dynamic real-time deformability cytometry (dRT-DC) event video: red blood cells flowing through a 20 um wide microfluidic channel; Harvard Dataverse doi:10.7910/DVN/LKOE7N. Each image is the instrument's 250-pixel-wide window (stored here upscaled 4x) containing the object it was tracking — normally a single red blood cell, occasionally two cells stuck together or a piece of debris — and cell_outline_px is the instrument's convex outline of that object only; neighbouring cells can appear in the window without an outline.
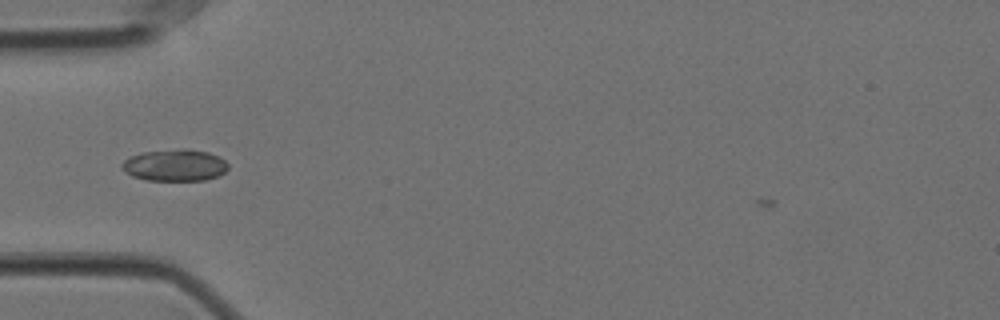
{"species": "Egyptian fruit bat (a non-hibernating species)", "species_latin": "Rousettus aegyptiacus", "temperature_condition": "cold", "stored_images_in_passage": 9, "camera_frame_rate_fps": 3000, "um_per_image_px": 0.085, "animal": {"sex": "female"}, "frame": {"image": 1, "passage_image": 4, "time_ms": 1.0, "image_size_px": [1000, 320], "cell_outline_px": [[228, 168], [220, 176], [204, 180], [148, 180], [132, 176], [124, 172], [120, 168], [120, 164], [124, 160], [132, 156], [144, 152], [184, 148], [188, 148], [208, 152], [224, 160], [228, 164]], "centroid_in_image_um": [14.85, 14.04], "position_along_channel_um": 70.1, "area_um2": 19.71}}